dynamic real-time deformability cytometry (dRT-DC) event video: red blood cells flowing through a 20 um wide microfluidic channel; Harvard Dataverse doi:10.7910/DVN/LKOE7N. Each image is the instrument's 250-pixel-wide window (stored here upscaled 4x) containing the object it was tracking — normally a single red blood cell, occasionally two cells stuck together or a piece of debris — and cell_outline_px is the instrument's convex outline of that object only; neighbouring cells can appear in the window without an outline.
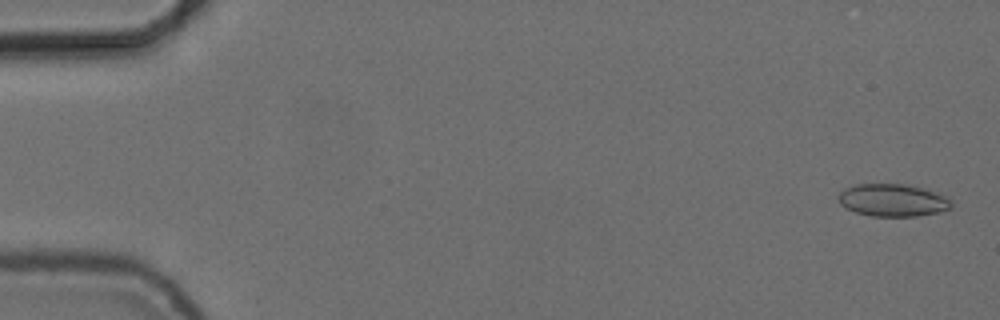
{"species": "common noctule bat (a hibernating species)", "species_latin": "Nyctalus noctula", "temperature_condition": "cold", "stored_images_in_passage": 55, "camera_frame_rate_fps": 3000, "um_per_image_px": 0.085, "animal": {"sex": "female", "body_mass_g": 24.6, "forearm_length_mm": 56.2}, "frame": {"image": 1, "passage_image": 2, "time_ms": 0.333, "image_size_px": [1000, 320], "cell_outline_px": [[952, 208], [936, 212], [916, 216], [872, 216], [856, 212], [844, 208], [840, 204], [836, 196], [844, 188], [856, 184], [904, 184], [924, 188], [948, 196], [952, 200]], "centroid_in_image_um": [75.87, 17.01], "position_along_channel_um": 9.1, "area_um2": 21.62}}
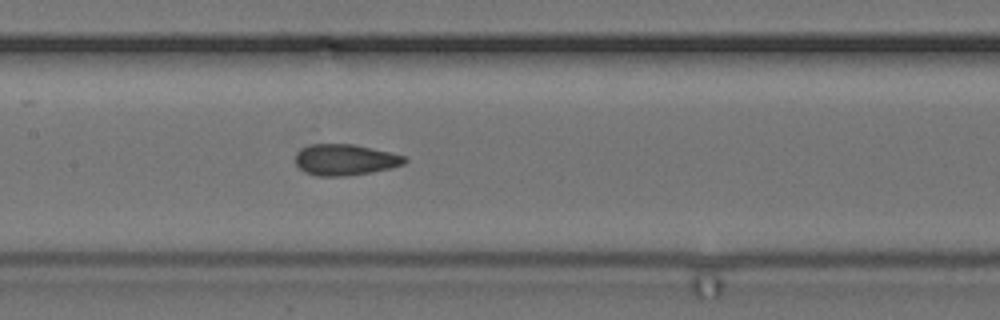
{"frame": {"image": 2, "passage_image": 27, "time_ms": 8.667, "image_size_px": [1000, 320], "cell_outline_px": [[408, 160], [404, 164], [372, 172], [344, 176], [320, 176], [308, 172], [300, 168], [296, 164], [296, 152], [300, 148], [320, 140], [352, 144], [372, 148], [404, 156]], "centroid_in_image_um": [29.27, 13.52], "position_along_channel_um": 178.1, "area_um2": 20.17}}
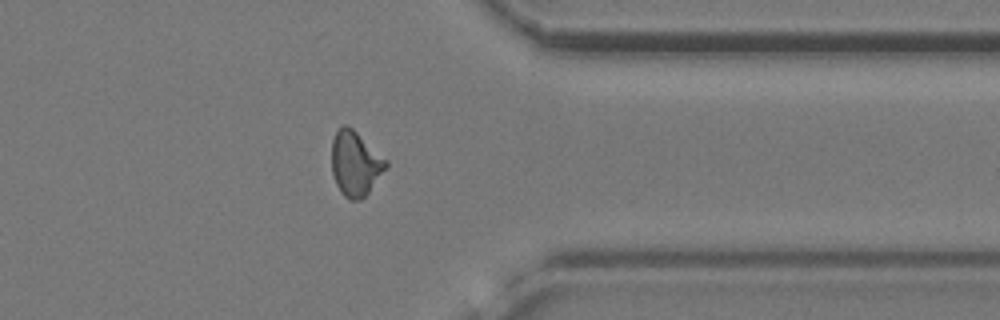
{"frame": {"image": 3, "passage_image": 44, "time_ms": 14.333, "image_size_px": [1000, 320], "cell_outline_px": [[388, 164], [368, 192], [360, 200], [348, 200], [340, 192], [336, 184], [332, 172], [332, 140], [336, 132], [344, 124], [348, 124], [388, 160]], "centroid_in_image_um": [30.19, 13.89], "position_along_channel_um": 381.2, "area_um2": 20.35}, "authors_computed_cell_mechanics": {"area_um2": 20.3456, "velocity_mm_per_s": 3.7378, "shape_relaxation_time_tau1_ms": null, "shape_relaxation_time_tau2_ms": 1.2339, "deformation_change_tau1": null, "deformation_change_tau2": 0.0677}}